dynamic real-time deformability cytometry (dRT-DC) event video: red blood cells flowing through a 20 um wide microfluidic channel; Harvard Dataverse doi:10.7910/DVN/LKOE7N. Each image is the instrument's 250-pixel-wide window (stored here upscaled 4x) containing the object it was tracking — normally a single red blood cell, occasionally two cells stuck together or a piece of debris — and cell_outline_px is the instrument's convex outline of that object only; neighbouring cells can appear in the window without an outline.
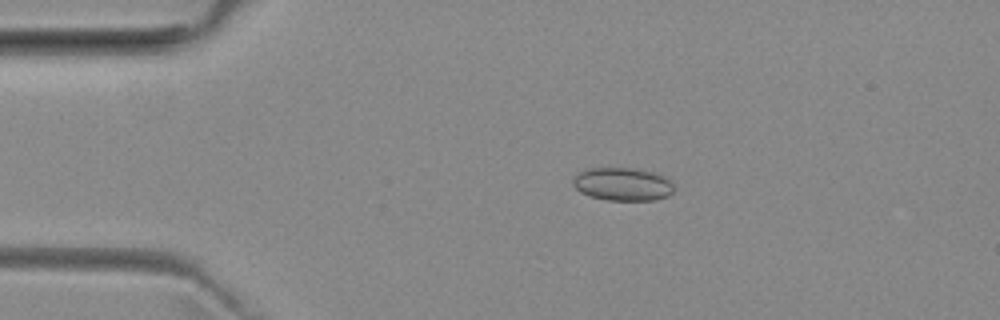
{"species": "common noctule bat (a hibernating species)", "species_latin": "Nyctalus noctula", "temperature_condition": "room temperature", "stored_images_in_passage": 34, "camera_frame_rate_fps": 3000, "um_per_image_px": 0.085, "animal": {"sex": "female", "body_mass_g": 29.2, "forearm_length_mm": 56.3}, "frame": {"image": 1, "passage_image": 5, "time_ms": 1.333, "image_size_px": [1000, 320], "cell_outline_px": [[676, 188], [668, 196], [656, 200], [608, 200], [588, 196], [580, 192], [572, 184], [572, 180], [580, 172], [588, 168], [628, 168], [652, 172], [664, 176]], "centroid_in_image_um": [52.92, 15.67], "position_along_channel_um": 32.1, "area_um2": 19.42}}
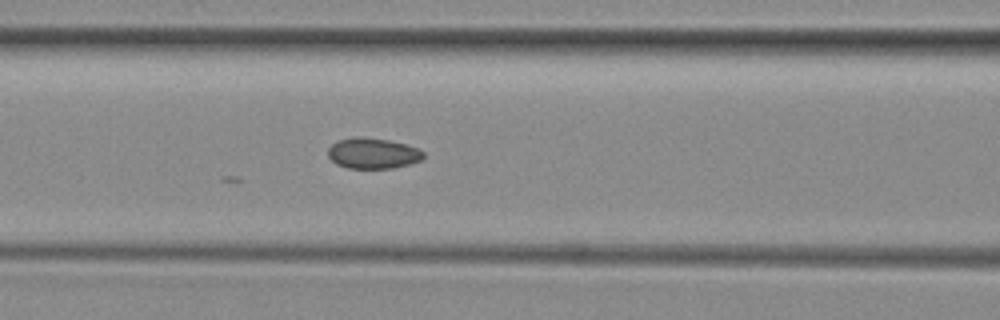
{"frame": {"image": 2, "passage_image": 16, "time_ms": 5.0, "image_size_px": [1000, 320], "cell_outline_px": [[424, 156], [420, 160], [408, 164], [392, 168], [348, 168], [336, 164], [328, 156], [328, 148], [332, 144], [340, 140], [352, 136], [360, 136], [388, 140], [404, 144], [416, 148], [424, 152]], "centroid_in_image_um": [31.65, 13.02], "position_along_channel_um": 134.9, "area_um2": 16.94}}
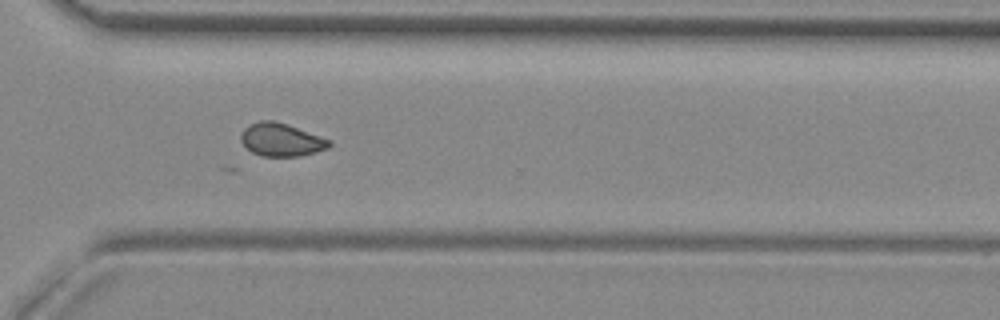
{"frame": {"image": 3, "passage_image": 32, "time_ms": 10.333, "image_size_px": [1000, 320], "cell_outline_px": [[332, 144], [328, 148], [316, 152], [300, 156], [260, 156], [252, 152], [240, 140], [240, 136], [244, 128], [260, 120], [272, 120], [288, 124], [332, 140]], "centroid_in_image_um": [23.93, 11.88], "position_along_channel_um": 346.7, "area_um2": 17.05}}